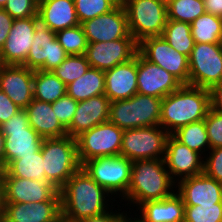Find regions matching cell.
<instances>
[{"label": "cell", "mask_w": 222, "mask_h": 222, "mask_svg": "<svg viewBox=\"0 0 222 222\" xmlns=\"http://www.w3.org/2000/svg\"><path fill=\"white\" fill-rule=\"evenodd\" d=\"M59 192L62 222H76L99 216L118 206V201L98 185L82 167Z\"/></svg>", "instance_id": "1"}, {"label": "cell", "mask_w": 222, "mask_h": 222, "mask_svg": "<svg viewBox=\"0 0 222 222\" xmlns=\"http://www.w3.org/2000/svg\"><path fill=\"white\" fill-rule=\"evenodd\" d=\"M175 191L176 183L170 177L164 159L136 160L132 161L127 194L119 203L125 209L135 210L143 202L162 200Z\"/></svg>", "instance_id": "2"}, {"label": "cell", "mask_w": 222, "mask_h": 222, "mask_svg": "<svg viewBox=\"0 0 222 222\" xmlns=\"http://www.w3.org/2000/svg\"><path fill=\"white\" fill-rule=\"evenodd\" d=\"M209 109V89L183 84L163 98L159 125L172 135L181 127L205 119Z\"/></svg>", "instance_id": "3"}, {"label": "cell", "mask_w": 222, "mask_h": 222, "mask_svg": "<svg viewBox=\"0 0 222 222\" xmlns=\"http://www.w3.org/2000/svg\"><path fill=\"white\" fill-rule=\"evenodd\" d=\"M40 149L44 159L45 177L49 183L60 190L81 168L76 139L69 135L45 138Z\"/></svg>", "instance_id": "4"}, {"label": "cell", "mask_w": 222, "mask_h": 222, "mask_svg": "<svg viewBox=\"0 0 222 222\" xmlns=\"http://www.w3.org/2000/svg\"><path fill=\"white\" fill-rule=\"evenodd\" d=\"M162 100L136 93L128 99L112 101L108 121L122 130L157 126L160 123Z\"/></svg>", "instance_id": "5"}, {"label": "cell", "mask_w": 222, "mask_h": 222, "mask_svg": "<svg viewBox=\"0 0 222 222\" xmlns=\"http://www.w3.org/2000/svg\"><path fill=\"white\" fill-rule=\"evenodd\" d=\"M81 167L118 202L126 196L132 167L129 159L123 156L99 157L85 161Z\"/></svg>", "instance_id": "6"}, {"label": "cell", "mask_w": 222, "mask_h": 222, "mask_svg": "<svg viewBox=\"0 0 222 222\" xmlns=\"http://www.w3.org/2000/svg\"><path fill=\"white\" fill-rule=\"evenodd\" d=\"M32 23L34 40L23 66L33 71H53L69 55L59 44L56 33L49 29L38 12L32 16Z\"/></svg>", "instance_id": "7"}, {"label": "cell", "mask_w": 222, "mask_h": 222, "mask_svg": "<svg viewBox=\"0 0 222 222\" xmlns=\"http://www.w3.org/2000/svg\"><path fill=\"white\" fill-rule=\"evenodd\" d=\"M124 8L130 35L138 43L147 37L162 36L168 19L164 0H129Z\"/></svg>", "instance_id": "8"}, {"label": "cell", "mask_w": 222, "mask_h": 222, "mask_svg": "<svg viewBox=\"0 0 222 222\" xmlns=\"http://www.w3.org/2000/svg\"><path fill=\"white\" fill-rule=\"evenodd\" d=\"M4 135V168L21 156L36 153L43 138L29 125L26 109H19L8 121L0 125Z\"/></svg>", "instance_id": "9"}, {"label": "cell", "mask_w": 222, "mask_h": 222, "mask_svg": "<svg viewBox=\"0 0 222 222\" xmlns=\"http://www.w3.org/2000/svg\"><path fill=\"white\" fill-rule=\"evenodd\" d=\"M168 136L160 125L123 130L120 156L130 161L164 159Z\"/></svg>", "instance_id": "10"}, {"label": "cell", "mask_w": 222, "mask_h": 222, "mask_svg": "<svg viewBox=\"0 0 222 222\" xmlns=\"http://www.w3.org/2000/svg\"><path fill=\"white\" fill-rule=\"evenodd\" d=\"M122 139L123 130L109 121L83 132L76 138L80 164L94 158L120 156Z\"/></svg>", "instance_id": "11"}, {"label": "cell", "mask_w": 222, "mask_h": 222, "mask_svg": "<svg viewBox=\"0 0 222 222\" xmlns=\"http://www.w3.org/2000/svg\"><path fill=\"white\" fill-rule=\"evenodd\" d=\"M189 59V85L210 89L222 82V43H195Z\"/></svg>", "instance_id": "12"}, {"label": "cell", "mask_w": 222, "mask_h": 222, "mask_svg": "<svg viewBox=\"0 0 222 222\" xmlns=\"http://www.w3.org/2000/svg\"><path fill=\"white\" fill-rule=\"evenodd\" d=\"M139 52L149 62L162 67L182 84H189L188 56L176 51L161 36L144 38L139 43Z\"/></svg>", "instance_id": "13"}, {"label": "cell", "mask_w": 222, "mask_h": 222, "mask_svg": "<svg viewBox=\"0 0 222 222\" xmlns=\"http://www.w3.org/2000/svg\"><path fill=\"white\" fill-rule=\"evenodd\" d=\"M138 51L139 43L135 39H118L88 43L84 55L91 68L105 72L133 59Z\"/></svg>", "instance_id": "14"}, {"label": "cell", "mask_w": 222, "mask_h": 222, "mask_svg": "<svg viewBox=\"0 0 222 222\" xmlns=\"http://www.w3.org/2000/svg\"><path fill=\"white\" fill-rule=\"evenodd\" d=\"M88 43L134 39L130 35L127 13L123 6L81 23Z\"/></svg>", "instance_id": "15"}, {"label": "cell", "mask_w": 222, "mask_h": 222, "mask_svg": "<svg viewBox=\"0 0 222 222\" xmlns=\"http://www.w3.org/2000/svg\"><path fill=\"white\" fill-rule=\"evenodd\" d=\"M0 219L3 222H62L60 192L49 201L4 203Z\"/></svg>", "instance_id": "16"}, {"label": "cell", "mask_w": 222, "mask_h": 222, "mask_svg": "<svg viewBox=\"0 0 222 222\" xmlns=\"http://www.w3.org/2000/svg\"><path fill=\"white\" fill-rule=\"evenodd\" d=\"M164 162L176 184L182 179L203 173L204 157L179 142L173 135L167 137Z\"/></svg>", "instance_id": "17"}, {"label": "cell", "mask_w": 222, "mask_h": 222, "mask_svg": "<svg viewBox=\"0 0 222 222\" xmlns=\"http://www.w3.org/2000/svg\"><path fill=\"white\" fill-rule=\"evenodd\" d=\"M137 93L163 99L183 84L157 64L137 53Z\"/></svg>", "instance_id": "18"}, {"label": "cell", "mask_w": 222, "mask_h": 222, "mask_svg": "<svg viewBox=\"0 0 222 222\" xmlns=\"http://www.w3.org/2000/svg\"><path fill=\"white\" fill-rule=\"evenodd\" d=\"M34 71L23 65H4L0 70V89L21 109L34 99Z\"/></svg>", "instance_id": "19"}, {"label": "cell", "mask_w": 222, "mask_h": 222, "mask_svg": "<svg viewBox=\"0 0 222 222\" xmlns=\"http://www.w3.org/2000/svg\"><path fill=\"white\" fill-rule=\"evenodd\" d=\"M4 203L49 201L59 190L49 182L19 177H2Z\"/></svg>", "instance_id": "20"}, {"label": "cell", "mask_w": 222, "mask_h": 222, "mask_svg": "<svg viewBox=\"0 0 222 222\" xmlns=\"http://www.w3.org/2000/svg\"><path fill=\"white\" fill-rule=\"evenodd\" d=\"M176 192L184 205H213L222 203V184L204 173L180 180Z\"/></svg>", "instance_id": "21"}, {"label": "cell", "mask_w": 222, "mask_h": 222, "mask_svg": "<svg viewBox=\"0 0 222 222\" xmlns=\"http://www.w3.org/2000/svg\"><path fill=\"white\" fill-rule=\"evenodd\" d=\"M111 101L104 95H98L79 101L70 126L66 129L67 134L77 138L83 132L107 122Z\"/></svg>", "instance_id": "22"}, {"label": "cell", "mask_w": 222, "mask_h": 222, "mask_svg": "<svg viewBox=\"0 0 222 222\" xmlns=\"http://www.w3.org/2000/svg\"><path fill=\"white\" fill-rule=\"evenodd\" d=\"M34 40L32 17L14 19L11 30L1 48L5 65H23Z\"/></svg>", "instance_id": "23"}, {"label": "cell", "mask_w": 222, "mask_h": 222, "mask_svg": "<svg viewBox=\"0 0 222 222\" xmlns=\"http://www.w3.org/2000/svg\"><path fill=\"white\" fill-rule=\"evenodd\" d=\"M137 54L105 71V95L110 101L128 99L137 93Z\"/></svg>", "instance_id": "24"}, {"label": "cell", "mask_w": 222, "mask_h": 222, "mask_svg": "<svg viewBox=\"0 0 222 222\" xmlns=\"http://www.w3.org/2000/svg\"><path fill=\"white\" fill-rule=\"evenodd\" d=\"M134 211L139 222H184L185 205L175 191L162 200L143 202Z\"/></svg>", "instance_id": "25"}, {"label": "cell", "mask_w": 222, "mask_h": 222, "mask_svg": "<svg viewBox=\"0 0 222 222\" xmlns=\"http://www.w3.org/2000/svg\"><path fill=\"white\" fill-rule=\"evenodd\" d=\"M29 125L43 138H59L67 134L52 109V103L33 99L25 108Z\"/></svg>", "instance_id": "26"}, {"label": "cell", "mask_w": 222, "mask_h": 222, "mask_svg": "<svg viewBox=\"0 0 222 222\" xmlns=\"http://www.w3.org/2000/svg\"><path fill=\"white\" fill-rule=\"evenodd\" d=\"M38 13L55 33L80 24L74 0H38Z\"/></svg>", "instance_id": "27"}, {"label": "cell", "mask_w": 222, "mask_h": 222, "mask_svg": "<svg viewBox=\"0 0 222 222\" xmlns=\"http://www.w3.org/2000/svg\"><path fill=\"white\" fill-rule=\"evenodd\" d=\"M2 177H19L41 182H48L45 177L44 159L41 149L28 156H21L20 159L11 161L1 170Z\"/></svg>", "instance_id": "28"}, {"label": "cell", "mask_w": 222, "mask_h": 222, "mask_svg": "<svg viewBox=\"0 0 222 222\" xmlns=\"http://www.w3.org/2000/svg\"><path fill=\"white\" fill-rule=\"evenodd\" d=\"M105 93V72L90 68L78 80L67 85V94L75 101H83Z\"/></svg>", "instance_id": "29"}, {"label": "cell", "mask_w": 222, "mask_h": 222, "mask_svg": "<svg viewBox=\"0 0 222 222\" xmlns=\"http://www.w3.org/2000/svg\"><path fill=\"white\" fill-rule=\"evenodd\" d=\"M67 94V86L51 71H34V99L53 103Z\"/></svg>", "instance_id": "30"}, {"label": "cell", "mask_w": 222, "mask_h": 222, "mask_svg": "<svg viewBox=\"0 0 222 222\" xmlns=\"http://www.w3.org/2000/svg\"><path fill=\"white\" fill-rule=\"evenodd\" d=\"M195 43H222V17L205 12L191 23Z\"/></svg>", "instance_id": "31"}, {"label": "cell", "mask_w": 222, "mask_h": 222, "mask_svg": "<svg viewBox=\"0 0 222 222\" xmlns=\"http://www.w3.org/2000/svg\"><path fill=\"white\" fill-rule=\"evenodd\" d=\"M161 37L176 51L188 57L194 48L195 42L191 34L190 23L167 19Z\"/></svg>", "instance_id": "32"}, {"label": "cell", "mask_w": 222, "mask_h": 222, "mask_svg": "<svg viewBox=\"0 0 222 222\" xmlns=\"http://www.w3.org/2000/svg\"><path fill=\"white\" fill-rule=\"evenodd\" d=\"M179 142L200 153L203 157L210 150L205 119L179 128L172 134Z\"/></svg>", "instance_id": "33"}, {"label": "cell", "mask_w": 222, "mask_h": 222, "mask_svg": "<svg viewBox=\"0 0 222 222\" xmlns=\"http://www.w3.org/2000/svg\"><path fill=\"white\" fill-rule=\"evenodd\" d=\"M166 4L168 20L191 24L206 12L203 0H171Z\"/></svg>", "instance_id": "34"}, {"label": "cell", "mask_w": 222, "mask_h": 222, "mask_svg": "<svg viewBox=\"0 0 222 222\" xmlns=\"http://www.w3.org/2000/svg\"><path fill=\"white\" fill-rule=\"evenodd\" d=\"M90 68V64L85 55H69L51 72L67 86L74 80L82 77Z\"/></svg>", "instance_id": "35"}, {"label": "cell", "mask_w": 222, "mask_h": 222, "mask_svg": "<svg viewBox=\"0 0 222 222\" xmlns=\"http://www.w3.org/2000/svg\"><path fill=\"white\" fill-rule=\"evenodd\" d=\"M59 44L68 55H84L88 42L81 24L56 32Z\"/></svg>", "instance_id": "36"}, {"label": "cell", "mask_w": 222, "mask_h": 222, "mask_svg": "<svg viewBox=\"0 0 222 222\" xmlns=\"http://www.w3.org/2000/svg\"><path fill=\"white\" fill-rule=\"evenodd\" d=\"M79 23L113 10L117 5L112 0H74Z\"/></svg>", "instance_id": "37"}, {"label": "cell", "mask_w": 222, "mask_h": 222, "mask_svg": "<svg viewBox=\"0 0 222 222\" xmlns=\"http://www.w3.org/2000/svg\"><path fill=\"white\" fill-rule=\"evenodd\" d=\"M184 222H222V203L185 205Z\"/></svg>", "instance_id": "38"}, {"label": "cell", "mask_w": 222, "mask_h": 222, "mask_svg": "<svg viewBox=\"0 0 222 222\" xmlns=\"http://www.w3.org/2000/svg\"><path fill=\"white\" fill-rule=\"evenodd\" d=\"M78 101H75L68 94H65L57 101L52 103V109H55V115L58 117L61 125L67 129L74 117Z\"/></svg>", "instance_id": "39"}, {"label": "cell", "mask_w": 222, "mask_h": 222, "mask_svg": "<svg viewBox=\"0 0 222 222\" xmlns=\"http://www.w3.org/2000/svg\"><path fill=\"white\" fill-rule=\"evenodd\" d=\"M3 9L13 19L30 18L38 12V0H8Z\"/></svg>", "instance_id": "40"}, {"label": "cell", "mask_w": 222, "mask_h": 222, "mask_svg": "<svg viewBox=\"0 0 222 222\" xmlns=\"http://www.w3.org/2000/svg\"><path fill=\"white\" fill-rule=\"evenodd\" d=\"M210 149L222 147V114L209 109L205 118Z\"/></svg>", "instance_id": "41"}, {"label": "cell", "mask_w": 222, "mask_h": 222, "mask_svg": "<svg viewBox=\"0 0 222 222\" xmlns=\"http://www.w3.org/2000/svg\"><path fill=\"white\" fill-rule=\"evenodd\" d=\"M203 173L222 184V147L210 149L204 156Z\"/></svg>", "instance_id": "42"}, {"label": "cell", "mask_w": 222, "mask_h": 222, "mask_svg": "<svg viewBox=\"0 0 222 222\" xmlns=\"http://www.w3.org/2000/svg\"><path fill=\"white\" fill-rule=\"evenodd\" d=\"M19 109L21 108L0 89V125L8 121Z\"/></svg>", "instance_id": "43"}, {"label": "cell", "mask_w": 222, "mask_h": 222, "mask_svg": "<svg viewBox=\"0 0 222 222\" xmlns=\"http://www.w3.org/2000/svg\"><path fill=\"white\" fill-rule=\"evenodd\" d=\"M14 19L0 8V49L4 46L9 35Z\"/></svg>", "instance_id": "44"}, {"label": "cell", "mask_w": 222, "mask_h": 222, "mask_svg": "<svg viewBox=\"0 0 222 222\" xmlns=\"http://www.w3.org/2000/svg\"><path fill=\"white\" fill-rule=\"evenodd\" d=\"M210 108L222 114V82L213 85L210 89Z\"/></svg>", "instance_id": "45"}, {"label": "cell", "mask_w": 222, "mask_h": 222, "mask_svg": "<svg viewBox=\"0 0 222 222\" xmlns=\"http://www.w3.org/2000/svg\"><path fill=\"white\" fill-rule=\"evenodd\" d=\"M123 209L125 208L118 202L117 208L114 206L111 210L102 215L85 218L76 222H111Z\"/></svg>", "instance_id": "46"}, {"label": "cell", "mask_w": 222, "mask_h": 222, "mask_svg": "<svg viewBox=\"0 0 222 222\" xmlns=\"http://www.w3.org/2000/svg\"><path fill=\"white\" fill-rule=\"evenodd\" d=\"M205 11L222 17V0H203Z\"/></svg>", "instance_id": "47"}, {"label": "cell", "mask_w": 222, "mask_h": 222, "mask_svg": "<svg viewBox=\"0 0 222 222\" xmlns=\"http://www.w3.org/2000/svg\"><path fill=\"white\" fill-rule=\"evenodd\" d=\"M111 222H139V220L134 210L123 209Z\"/></svg>", "instance_id": "48"}, {"label": "cell", "mask_w": 222, "mask_h": 222, "mask_svg": "<svg viewBox=\"0 0 222 222\" xmlns=\"http://www.w3.org/2000/svg\"><path fill=\"white\" fill-rule=\"evenodd\" d=\"M4 169V135L0 129V170Z\"/></svg>", "instance_id": "49"}, {"label": "cell", "mask_w": 222, "mask_h": 222, "mask_svg": "<svg viewBox=\"0 0 222 222\" xmlns=\"http://www.w3.org/2000/svg\"><path fill=\"white\" fill-rule=\"evenodd\" d=\"M3 207H4V192H3V180L1 176V170H0V218L3 213Z\"/></svg>", "instance_id": "50"}, {"label": "cell", "mask_w": 222, "mask_h": 222, "mask_svg": "<svg viewBox=\"0 0 222 222\" xmlns=\"http://www.w3.org/2000/svg\"><path fill=\"white\" fill-rule=\"evenodd\" d=\"M117 6H125L129 0H112Z\"/></svg>", "instance_id": "51"}, {"label": "cell", "mask_w": 222, "mask_h": 222, "mask_svg": "<svg viewBox=\"0 0 222 222\" xmlns=\"http://www.w3.org/2000/svg\"><path fill=\"white\" fill-rule=\"evenodd\" d=\"M8 0H0V8H4Z\"/></svg>", "instance_id": "52"}, {"label": "cell", "mask_w": 222, "mask_h": 222, "mask_svg": "<svg viewBox=\"0 0 222 222\" xmlns=\"http://www.w3.org/2000/svg\"><path fill=\"white\" fill-rule=\"evenodd\" d=\"M4 62H3V59H2V55H1V49H0V70L1 68L4 66Z\"/></svg>", "instance_id": "53"}]
</instances>
